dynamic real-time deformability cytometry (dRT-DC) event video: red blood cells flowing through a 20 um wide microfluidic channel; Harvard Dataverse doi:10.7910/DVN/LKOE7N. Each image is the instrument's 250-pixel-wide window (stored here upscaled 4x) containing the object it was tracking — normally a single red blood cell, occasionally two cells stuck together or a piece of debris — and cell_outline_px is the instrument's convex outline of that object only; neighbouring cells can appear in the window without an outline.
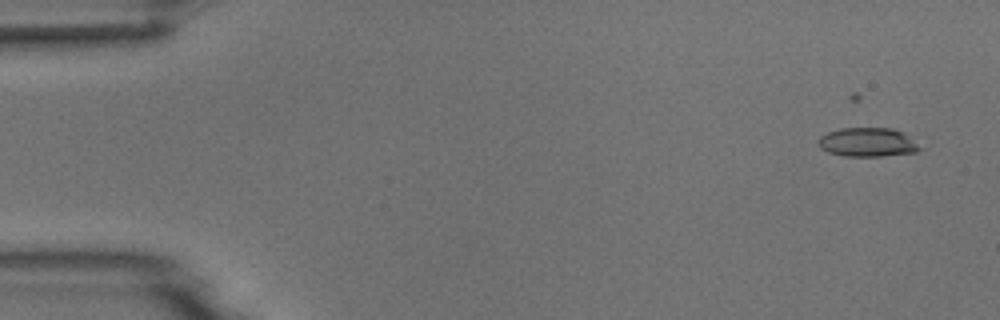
{"species": "common noctule bat (a hibernating species)", "species_latin": "Nyctalus noctula", "temperature_condition": "room temperature", "stored_images_in_passage": 8, "camera_frame_rate_fps": 3000, "um_per_image_px": 0.085, "animal": {"sex": "male", "body_mass_g": 18.8}, "frame": {"image": 1, "passage_image": 2, "time_ms": 1.0, "image_size_px": [1000, 320], "cell_outline_px": [[924, 148], [916, 152], [880, 156], [844, 156], [828, 152], [820, 148], [816, 140], [820, 136], [828, 132], [840, 128], [892, 128], [904, 132]], "centroid_in_image_um": [73.75, 12.09], "position_along_channel_um": 11.2, "area_um2": 17.34}}
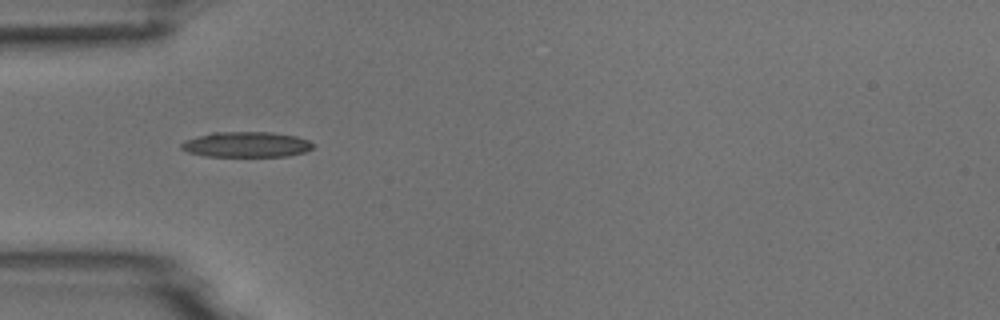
{"frame": {"image": 2, "passage_image": 5, "time_ms": 5.667, "image_size_px": [1000, 320], "cell_outline_px": [[316, 144], [312, 148], [304, 152], [288, 156], [204, 156], [188, 152], [180, 148], [180, 144], [184, 140], [212, 132], [272, 132], [296, 136], [308, 140]], "centroid_in_image_um": [20.94, 12.28], "position_along_channel_um": 64.1, "area_um2": 19.59}}